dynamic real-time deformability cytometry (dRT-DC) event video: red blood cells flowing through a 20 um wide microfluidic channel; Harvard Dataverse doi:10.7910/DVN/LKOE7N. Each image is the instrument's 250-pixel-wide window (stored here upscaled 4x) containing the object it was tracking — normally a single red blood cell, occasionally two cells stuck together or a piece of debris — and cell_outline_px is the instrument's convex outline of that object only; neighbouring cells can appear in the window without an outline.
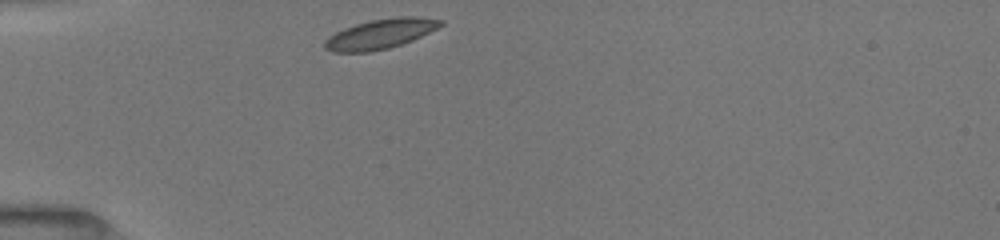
{"species": "common noctule bat (a hibernating species)", "species_latin": "Nyctalus noctula", "temperature_condition": "room temperature", "stored_images_in_passage": 32, "camera_frame_rate_fps": 3000, "um_per_image_px": 0.085, "animal": {"sex": "female", "body_mass_g": 19.5, "forearm_length_mm": 54.1}, "frame": {"image": 1, "passage_image": 1, "time_ms": 0.0, "image_size_px": [1000, 240], "cell_outline_px": [[444, 24], [412, 40], [388, 48], [368, 52], [332, 52], [324, 48], [324, 40], [328, 36], [344, 28], [356, 24], [372, 20], [396, 16], [416, 16], [444, 20]], "centroid_in_image_um": [32.31, 2.87], "position_along_channel_um": 52.7, "area_um2": 20.0}}
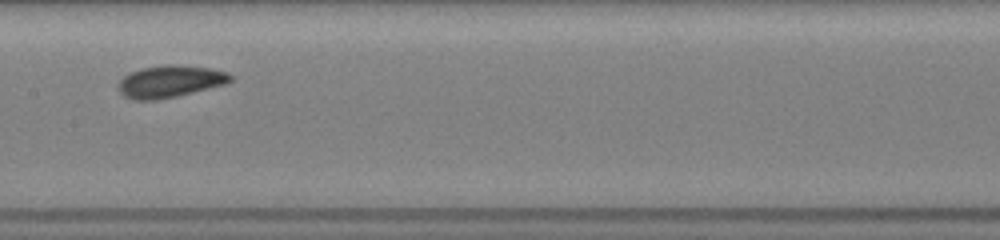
{"frame": {"image": 2, "passage_image": 13, "time_ms": 4.0, "image_size_px": [1000, 240], "cell_outline_px": [[232, 80], [228, 84], [176, 96], [156, 100], [136, 100], [124, 96], [120, 92], [120, 80], [124, 76], [140, 68], [168, 64], [172, 64], [208, 68], [228, 72], [232, 76]], "centroid_in_image_um": [14.49, 6.92], "position_along_channel_um": 192.9, "area_um2": 20.81}}
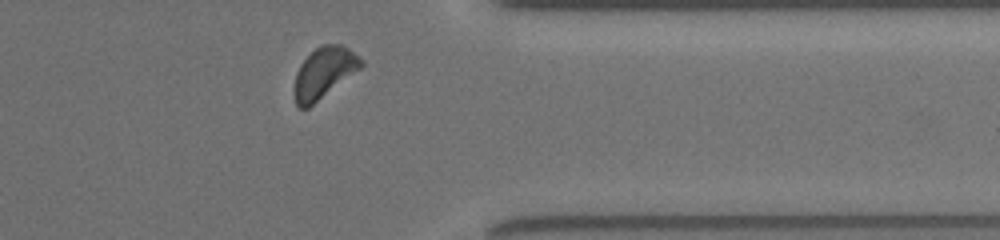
{"frame": {"image": 3, "passage_image": 28, "time_ms": 9.0, "image_size_px": [1000, 240], "cell_outline_px": [[364, 64], [360, 68], [308, 108], [300, 108], [296, 104], [292, 88], [296, 72], [300, 64], [320, 44], [340, 44], [348, 48], [364, 60]], "centroid_in_image_um": [27.51, 6.18], "position_along_channel_um": 383.9, "area_um2": 19.71}, "authors_computed_cell_mechanics": {"area_um2": 19.9988, "velocity_mm_per_s": 3.9445, "shape_relaxation_time_tau1_ms": 0.8287, "shape_relaxation_time_tau2_ms": null, "deformation_change_tau1": 0.0849, "deformation_change_tau2": null}}